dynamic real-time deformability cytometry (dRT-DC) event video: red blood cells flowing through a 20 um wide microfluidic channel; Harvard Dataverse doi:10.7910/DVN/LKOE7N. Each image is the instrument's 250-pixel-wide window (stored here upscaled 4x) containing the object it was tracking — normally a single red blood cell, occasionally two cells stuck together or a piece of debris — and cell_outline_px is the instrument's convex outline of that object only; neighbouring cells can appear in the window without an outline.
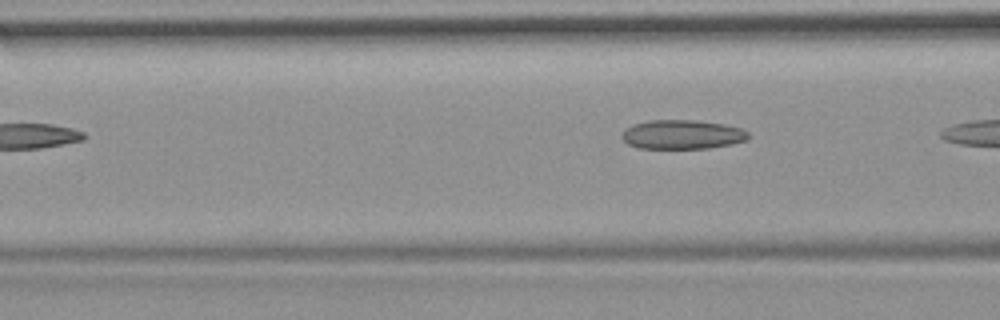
{"species": "common noctule bat (a hibernating species)", "species_latin": "Nyctalus noctula", "temperature_condition": "room temperature", "stored_images_in_passage": 8, "segment_of_instrument_passage": [2, 2], "camera_frame_rate_fps": 3000, "um_per_image_px": 0.085, "animal": {"sex": "female", "body_mass_g": 19.9}, "frame": {"image": 1, "passage_image": 8, "time_ms": 9.0, "image_size_px": [1000, 320], "cell_outline_px": [[748, 140], [732, 144], [708, 148], [640, 148], [628, 144], [620, 136], [632, 124], [648, 120], [696, 120], [724, 124], [740, 128], [748, 132]], "centroid_in_image_um": [58.0, 11.43], "position_along_channel_um": 108.6, "area_um2": 21.44}}